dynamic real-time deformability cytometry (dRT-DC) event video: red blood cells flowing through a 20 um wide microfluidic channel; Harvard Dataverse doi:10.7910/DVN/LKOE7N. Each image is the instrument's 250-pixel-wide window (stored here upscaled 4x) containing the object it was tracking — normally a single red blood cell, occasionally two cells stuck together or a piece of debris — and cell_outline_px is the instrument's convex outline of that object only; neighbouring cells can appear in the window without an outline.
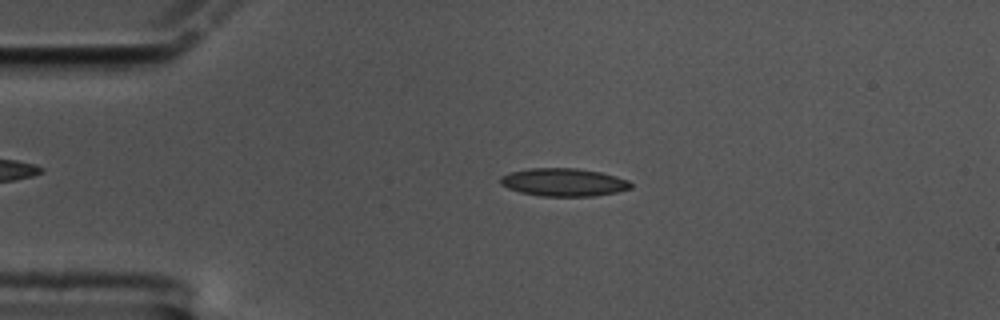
{"species": "common noctule bat (a hibernating species)", "species_latin": "Nyctalus noctula", "temperature_condition": "cold", "stored_images_in_passage": 57, "camera_frame_rate_fps": 3000, "um_per_image_px": 0.085, "animal": {"sex": "male", "body_mass_g": 17.5, "forearm_length_mm": 52.3}, "frame": {"image": 1, "passage_image": 12, "time_ms": 3.667, "image_size_px": [1000, 320], "cell_outline_px": [[632, 188], [616, 192], [596, 196], [540, 196], [520, 192], [508, 188], [500, 184], [500, 176], [508, 172], [528, 168], [576, 168], [600, 172], [616, 176], [628, 180], [632, 184]], "centroid_in_image_um": [47.89, 15.49], "position_along_channel_um": 37.1, "area_um2": 21.39}}
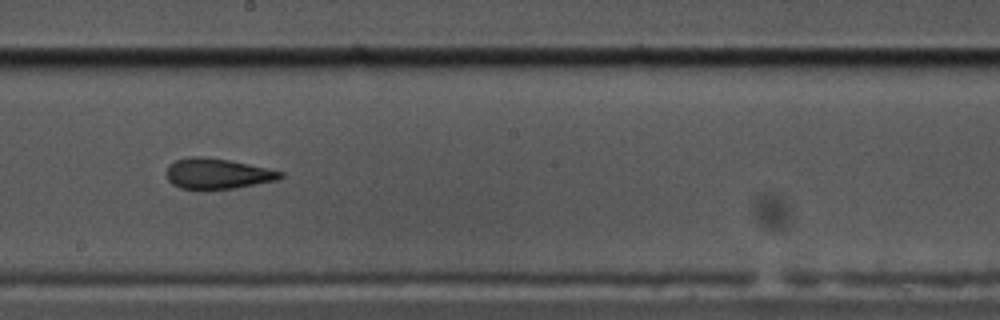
{"frame": {"image": 2, "passage_image": 32, "time_ms": 10.333, "image_size_px": [1000, 320], "cell_outline_px": [[284, 176], [276, 180], [236, 188], [180, 188], [172, 184], [168, 180], [168, 164], [176, 160], [192, 156], [200, 156], [228, 160], [268, 168], [284, 172]], "centroid_in_image_um": [18.5, 14.75], "position_along_channel_um": 229.7, "area_um2": 19.88}}
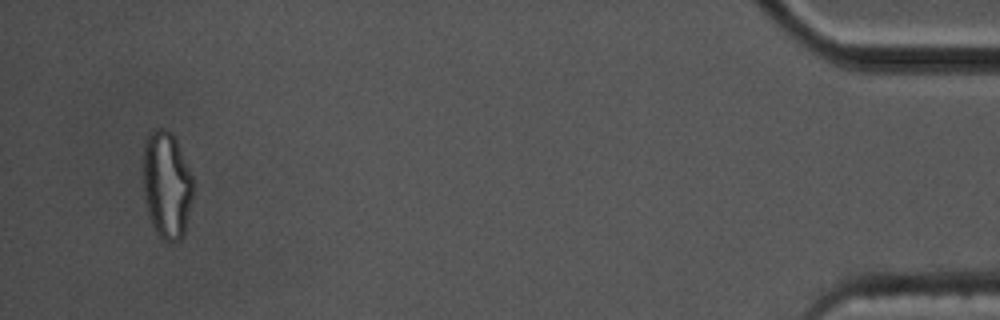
{"frame": {"image": 3, "passage_image": 56, "time_ms": 18.333, "image_size_px": [1000, 320], "cell_outline_px": [[192, 196], [184, 232], [180, 240], [160, 240], [152, 224], [144, 200], [144, 144], [148, 132], [152, 128], [164, 128], [172, 132], [176, 140], [192, 176]], "centroid_in_image_um": [14.15, 15.68], "position_along_channel_um": 421.1, "area_um2": 30.98}}